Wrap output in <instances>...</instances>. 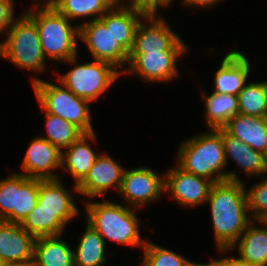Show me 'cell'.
I'll return each mask as SVG.
<instances>
[{
    "mask_svg": "<svg viewBox=\"0 0 267 266\" xmlns=\"http://www.w3.org/2000/svg\"><path fill=\"white\" fill-rule=\"evenodd\" d=\"M206 203L210 204L216 248L221 252L229 251L252 220L247 214L244 182L213 183Z\"/></svg>",
    "mask_w": 267,
    "mask_h": 266,
    "instance_id": "cell-1",
    "label": "cell"
},
{
    "mask_svg": "<svg viewBox=\"0 0 267 266\" xmlns=\"http://www.w3.org/2000/svg\"><path fill=\"white\" fill-rule=\"evenodd\" d=\"M178 166L188 173L203 177L212 183L242 180L235 172L223 171L226 166L222 127L182 142L177 152Z\"/></svg>",
    "mask_w": 267,
    "mask_h": 266,
    "instance_id": "cell-2",
    "label": "cell"
},
{
    "mask_svg": "<svg viewBox=\"0 0 267 266\" xmlns=\"http://www.w3.org/2000/svg\"><path fill=\"white\" fill-rule=\"evenodd\" d=\"M42 4L44 5L39 6L36 3L35 9H28L25 13L36 23L45 58L59 62L74 58L77 55L79 26L71 25L70 20L51 4Z\"/></svg>",
    "mask_w": 267,
    "mask_h": 266,
    "instance_id": "cell-3",
    "label": "cell"
},
{
    "mask_svg": "<svg viewBox=\"0 0 267 266\" xmlns=\"http://www.w3.org/2000/svg\"><path fill=\"white\" fill-rule=\"evenodd\" d=\"M136 208L128 205L103 202H86V222L92 226L103 239L119 244L144 247L146 240L141 239L139 221L135 215Z\"/></svg>",
    "mask_w": 267,
    "mask_h": 266,
    "instance_id": "cell-4",
    "label": "cell"
},
{
    "mask_svg": "<svg viewBox=\"0 0 267 266\" xmlns=\"http://www.w3.org/2000/svg\"><path fill=\"white\" fill-rule=\"evenodd\" d=\"M37 100L41 111L56 115L70 123H73L83 133L95 132L90 115V101L76 96L62 84L56 85L40 78L32 79Z\"/></svg>",
    "mask_w": 267,
    "mask_h": 266,
    "instance_id": "cell-5",
    "label": "cell"
},
{
    "mask_svg": "<svg viewBox=\"0 0 267 266\" xmlns=\"http://www.w3.org/2000/svg\"><path fill=\"white\" fill-rule=\"evenodd\" d=\"M6 40L0 42V58L16 66L44 72L46 58L42 52L36 23L24 13L8 29Z\"/></svg>",
    "mask_w": 267,
    "mask_h": 266,
    "instance_id": "cell-6",
    "label": "cell"
},
{
    "mask_svg": "<svg viewBox=\"0 0 267 266\" xmlns=\"http://www.w3.org/2000/svg\"><path fill=\"white\" fill-rule=\"evenodd\" d=\"M78 56L64 61L75 65L64 75H59L58 81L76 96L84 98L91 103L100 97L118 79L123 71L112 64L94 60L84 64H78Z\"/></svg>",
    "mask_w": 267,
    "mask_h": 266,
    "instance_id": "cell-7",
    "label": "cell"
},
{
    "mask_svg": "<svg viewBox=\"0 0 267 266\" xmlns=\"http://www.w3.org/2000/svg\"><path fill=\"white\" fill-rule=\"evenodd\" d=\"M39 179L12 173L0 180V220L22 223L37 204Z\"/></svg>",
    "mask_w": 267,
    "mask_h": 266,
    "instance_id": "cell-8",
    "label": "cell"
},
{
    "mask_svg": "<svg viewBox=\"0 0 267 266\" xmlns=\"http://www.w3.org/2000/svg\"><path fill=\"white\" fill-rule=\"evenodd\" d=\"M147 14L136 28L132 49L129 54H147L161 51H187L186 42L177 35L162 16Z\"/></svg>",
    "mask_w": 267,
    "mask_h": 266,
    "instance_id": "cell-9",
    "label": "cell"
},
{
    "mask_svg": "<svg viewBox=\"0 0 267 266\" xmlns=\"http://www.w3.org/2000/svg\"><path fill=\"white\" fill-rule=\"evenodd\" d=\"M79 39L85 42L94 60L108 62L116 68L125 67L129 52L116 41L111 25H105L100 19L78 24Z\"/></svg>",
    "mask_w": 267,
    "mask_h": 266,
    "instance_id": "cell-10",
    "label": "cell"
},
{
    "mask_svg": "<svg viewBox=\"0 0 267 266\" xmlns=\"http://www.w3.org/2000/svg\"><path fill=\"white\" fill-rule=\"evenodd\" d=\"M165 188V176H159L147 167L125 170L119 194L129 207L139 209L141 205L156 201Z\"/></svg>",
    "mask_w": 267,
    "mask_h": 266,
    "instance_id": "cell-11",
    "label": "cell"
},
{
    "mask_svg": "<svg viewBox=\"0 0 267 266\" xmlns=\"http://www.w3.org/2000/svg\"><path fill=\"white\" fill-rule=\"evenodd\" d=\"M186 51L148 52L147 54H129L128 68L125 73L138 74L150 82H167L179 75L177 61Z\"/></svg>",
    "mask_w": 267,
    "mask_h": 266,
    "instance_id": "cell-12",
    "label": "cell"
},
{
    "mask_svg": "<svg viewBox=\"0 0 267 266\" xmlns=\"http://www.w3.org/2000/svg\"><path fill=\"white\" fill-rule=\"evenodd\" d=\"M213 183L181 169L178 165L165 174L164 192L171 193L179 205L190 207L206 203Z\"/></svg>",
    "mask_w": 267,
    "mask_h": 266,
    "instance_id": "cell-13",
    "label": "cell"
},
{
    "mask_svg": "<svg viewBox=\"0 0 267 266\" xmlns=\"http://www.w3.org/2000/svg\"><path fill=\"white\" fill-rule=\"evenodd\" d=\"M23 174L38 179L59 178L53 169L62 168V153L48 140L38 136L33 138L22 161Z\"/></svg>",
    "mask_w": 267,
    "mask_h": 266,
    "instance_id": "cell-14",
    "label": "cell"
},
{
    "mask_svg": "<svg viewBox=\"0 0 267 266\" xmlns=\"http://www.w3.org/2000/svg\"><path fill=\"white\" fill-rule=\"evenodd\" d=\"M35 241L21 223L0 220V256L5 262L32 266Z\"/></svg>",
    "mask_w": 267,
    "mask_h": 266,
    "instance_id": "cell-15",
    "label": "cell"
},
{
    "mask_svg": "<svg viewBox=\"0 0 267 266\" xmlns=\"http://www.w3.org/2000/svg\"><path fill=\"white\" fill-rule=\"evenodd\" d=\"M124 171L112 157L102 153L96 158L85 179L77 186L78 193L95 198L104 195L110 187L119 192Z\"/></svg>",
    "mask_w": 267,
    "mask_h": 266,
    "instance_id": "cell-16",
    "label": "cell"
},
{
    "mask_svg": "<svg viewBox=\"0 0 267 266\" xmlns=\"http://www.w3.org/2000/svg\"><path fill=\"white\" fill-rule=\"evenodd\" d=\"M57 179H39L37 204L47 212L55 213L65 225L79 215L70 192Z\"/></svg>",
    "mask_w": 267,
    "mask_h": 266,
    "instance_id": "cell-17",
    "label": "cell"
},
{
    "mask_svg": "<svg viewBox=\"0 0 267 266\" xmlns=\"http://www.w3.org/2000/svg\"><path fill=\"white\" fill-rule=\"evenodd\" d=\"M146 15L147 13L142 8L117 2L99 19L105 25H111L115 40L130 52L136 28Z\"/></svg>",
    "mask_w": 267,
    "mask_h": 266,
    "instance_id": "cell-18",
    "label": "cell"
},
{
    "mask_svg": "<svg viewBox=\"0 0 267 266\" xmlns=\"http://www.w3.org/2000/svg\"><path fill=\"white\" fill-rule=\"evenodd\" d=\"M250 72L248 59L241 51L233 50L226 54L214 77L216 94L238 96Z\"/></svg>",
    "mask_w": 267,
    "mask_h": 266,
    "instance_id": "cell-19",
    "label": "cell"
},
{
    "mask_svg": "<svg viewBox=\"0 0 267 266\" xmlns=\"http://www.w3.org/2000/svg\"><path fill=\"white\" fill-rule=\"evenodd\" d=\"M96 135L92 133H83L76 141H74L62 153V168L67 170L75 180L74 191L78 192V185L88 175L90 168L93 166L96 158L100 154H96L92 150L88 140L94 141ZM66 151V152H65Z\"/></svg>",
    "mask_w": 267,
    "mask_h": 266,
    "instance_id": "cell-20",
    "label": "cell"
},
{
    "mask_svg": "<svg viewBox=\"0 0 267 266\" xmlns=\"http://www.w3.org/2000/svg\"><path fill=\"white\" fill-rule=\"evenodd\" d=\"M224 128L249 147L263 154L267 152V117L234 115Z\"/></svg>",
    "mask_w": 267,
    "mask_h": 266,
    "instance_id": "cell-21",
    "label": "cell"
},
{
    "mask_svg": "<svg viewBox=\"0 0 267 266\" xmlns=\"http://www.w3.org/2000/svg\"><path fill=\"white\" fill-rule=\"evenodd\" d=\"M257 222L262 227L253 225L252 220L230 249L238 246L239 257L251 266H267V221Z\"/></svg>",
    "mask_w": 267,
    "mask_h": 266,
    "instance_id": "cell-22",
    "label": "cell"
},
{
    "mask_svg": "<svg viewBox=\"0 0 267 266\" xmlns=\"http://www.w3.org/2000/svg\"><path fill=\"white\" fill-rule=\"evenodd\" d=\"M222 140L226 164L229 156L244 170L247 176H265V160L262 152L249 147L241 139L231 135L224 127H222Z\"/></svg>",
    "mask_w": 267,
    "mask_h": 266,
    "instance_id": "cell-23",
    "label": "cell"
},
{
    "mask_svg": "<svg viewBox=\"0 0 267 266\" xmlns=\"http://www.w3.org/2000/svg\"><path fill=\"white\" fill-rule=\"evenodd\" d=\"M73 251L60 235L36 238L32 266H74Z\"/></svg>",
    "mask_w": 267,
    "mask_h": 266,
    "instance_id": "cell-24",
    "label": "cell"
},
{
    "mask_svg": "<svg viewBox=\"0 0 267 266\" xmlns=\"http://www.w3.org/2000/svg\"><path fill=\"white\" fill-rule=\"evenodd\" d=\"M105 240L88 223L85 233L73 251L74 266H104L106 262Z\"/></svg>",
    "mask_w": 267,
    "mask_h": 266,
    "instance_id": "cell-25",
    "label": "cell"
},
{
    "mask_svg": "<svg viewBox=\"0 0 267 266\" xmlns=\"http://www.w3.org/2000/svg\"><path fill=\"white\" fill-rule=\"evenodd\" d=\"M117 2L119 0H51L49 4L73 22L82 17L99 19Z\"/></svg>",
    "mask_w": 267,
    "mask_h": 266,
    "instance_id": "cell-26",
    "label": "cell"
},
{
    "mask_svg": "<svg viewBox=\"0 0 267 266\" xmlns=\"http://www.w3.org/2000/svg\"><path fill=\"white\" fill-rule=\"evenodd\" d=\"M203 97L206 107V125L209 129L224 127L238 110V96L212 93L207 96L204 91Z\"/></svg>",
    "mask_w": 267,
    "mask_h": 266,
    "instance_id": "cell-27",
    "label": "cell"
},
{
    "mask_svg": "<svg viewBox=\"0 0 267 266\" xmlns=\"http://www.w3.org/2000/svg\"><path fill=\"white\" fill-rule=\"evenodd\" d=\"M23 229L35 238L62 235L65 224L55 216L36 204L32 212L21 223Z\"/></svg>",
    "mask_w": 267,
    "mask_h": 266,
    "instance_id": "cell-28",
    "label": "cell"
},
{
    "mask_svg": "<svg viewBox=\"0 0 267 266\" xmlns=\"http://www.w3.org/2000/svg\"><path fill=\"white\" fill-rule=\"evenodd\" d=\"M239 114L267 117L266 81L245 84L238 94Z\"/></svg>",
    "mask_w": 267,
    "mask_h": 266,
    "instance_id": "cell-29",
    "label": "cell"
},
{
    "mask_svg": "<svg viewBox=\"0 0 267 266\" xmlns=\"http://www.w3.org/2000/svg\"><path fill=\"white\" fill-rule=\"evenodd\" d=\"M44 116L46 118L47 135L42 138L55 145L61 153H63L62 149H67L83 134V132L73 123H70L56 115L45 112Z\"/></svg>",
    "mask_w": 267,
    "mask_h": 266,
    "instance_id": "cell-30",
    "label": "cell"
},
{
    "mask_svg": "<svg viewBox=\"0 0 267 266\" xmlns=\"http://www.w3.org/2000/svg\"><path fill=\"white\" fill-rule=\"evenodd\" d=\"M143 261L147 266H184L187 259L164 247L146 241Z\"/></svg>",
    "mask_w": 267,
    "mask_h": 266,
    "instance_id": "cell-31",
    "label": "cell"
},
{
    "mask_svg": "<svg viewBox=\"0 0 267 266\" xmlns=\"http://www.w3.org/2000/svg\"><path fill=\"white\" fill-rule=\"evenodd\" d=\"M246 191L248 210L254 220H267V175Z\"/></svg>",
    "mask_w": 267,
    "mask_h": 266,
    "instance_id": "cell-32",
    "label": "cell"
},
{
    "mask_svg": "<svg viewBox=\"0 0 267 266\" xmlns=\"http://www.w3.org/2000/svg\"><path fill=\"white\" fill-rule=\"evenodd\" d=\"M14 0H0V35L7 32L14 22Z\"/></svg>",
    "mask_w": 267,
    "mask_h": 266,
    "instance_id": "cell-33",
    "label": "cell"
},
{
    "mask_svg": "<svg viewBox=\"0 0 267 266\" xmlns=\"http://www.w3.org/2000/svg\"><path fill=\"white\" fill-rule=\"evenodd\" d=\"M123 0H119L122 3ZM129 6L142 8L147 14H157L156 12V0H130L126 3Z\"/></svg>",
    "mask_w": 267,
    "mask_h": 266,
    "instance_id": "cell-34",
    "label": "cell"
},
{
    "mask_svg": "<svg viewBox=\"0 0 267 266\" xmlns=\"http://www.w3.org/2000/svg\"><path fill=\"white\" fill-rule=\"evenodd\" d=\"M214 266H251L247 261L240 257H231L228 256L225 258L214 259Z\"/></svg>",
    "mask_w": 267,
    "mask_h": 266,
    "instance_id": "cell-35",
    "label": "cell"
},
{
    "mask_svg": "<svg viewBox=\"0 0 267 266\" xmlns=\"http://www.w3.org/2000/svg\"><path fill=\"white\" fill-rule=\"evenodd\" d=\"M219 1L220 0H183L182 2L184 3L185 6L191 5V6H197V7L201 6L202 8H204V7L208 8V7H212V5H215Z\"/></svg>",
    "mask_w": 267,
    "mask_h": 266,
    "instance_id": "cell-36",
    "label": "cell"
},
{
    "mask_svg": "<svg viewBox=\"0 0 267 266\" xmlns=\"http://www.w3.org/2000/svg\"><path fill=\"white\" fill-rule=\"evenodd\" d=\"M184 266H214V259H212L210 262L206 264L205 263L204 264L194 263V262L189 261V259H187Z\"/></svg>",
    "mask_w": 267,
    "mask_h": 266,
    "instance_id": "cell-37",
    "label": "cell"
},
{
    "mask_svg": "<svg viewBox=\"0 0 267 266\" xmlns=\"http://www.w3.org/2000/svg\"><path fill=\"white\" fill-rule=\"evenodd\" d=\"M172 1L174 2V0H156V11H158L159 6H161V7L170 6V3Z\"/></svg>",
    "mask_w": 267,
    "mask_h": 266,
    "instance_id": "cell-38",
    "label": "cell"
},
{
    "mask_svg": "<svg viewBox=\"0 0 267 266\" xmlns=\"http://www.w3.org/2000/svg\"><path fill=\"white\" fill-rule=\"evenodd\" d=\"M1 266H25V265H22V264L16 263V262H5Z\"/></svg>",
    "mask_w": 267,
    "mask_h": 266,
    "instance_id": "cell-39",
    "label": "cell"
},
{
    "mask_svg": "<svg viewBox=\"0 0 267 266\" xmlns=\"http://www.w3.org/2000/svg\"><path fill=\"white\" fill-rule=\"evenodd\" d=\"M264 160H265V175L267 174V152L264 154Z\"/></svg>",
    "mask_w": 267,
    "mask_h": 266,
    "instance_id": "cell-40",
    "label": "cell"
},
{
    "mask_svg": "<svg viewBox=\"0 0 267 266\" xmlns=\"http://www.w3.org/2000/svg\"><path fill=\"white\" fill-rule=\"evenodd\" d=\"M5 263V260L0 256V266Z\"/></svg>",
    "mask_w": 267,
    "mask_h": 266,
    "instance_id": "cell-41",
    "label": "cell"
},
{
    "mask_svg": "<svg viewBox=\"0 0 267 266\" xmlns=\"http://www.w3.org/2000/svg\"><path fill=\"white\" fill-rule=\"evenodd\" d=\"M34 1H35V0H34ZM36 1H38V3H39V0H36ZM50 1H51V0H48V1L46 0V3H49Z\"/></svg>",
    "mask_w": 267,
    "mask_h": 266,
    "instance_id": "cell-42",
    "label": "cell"
}]
</instances>
